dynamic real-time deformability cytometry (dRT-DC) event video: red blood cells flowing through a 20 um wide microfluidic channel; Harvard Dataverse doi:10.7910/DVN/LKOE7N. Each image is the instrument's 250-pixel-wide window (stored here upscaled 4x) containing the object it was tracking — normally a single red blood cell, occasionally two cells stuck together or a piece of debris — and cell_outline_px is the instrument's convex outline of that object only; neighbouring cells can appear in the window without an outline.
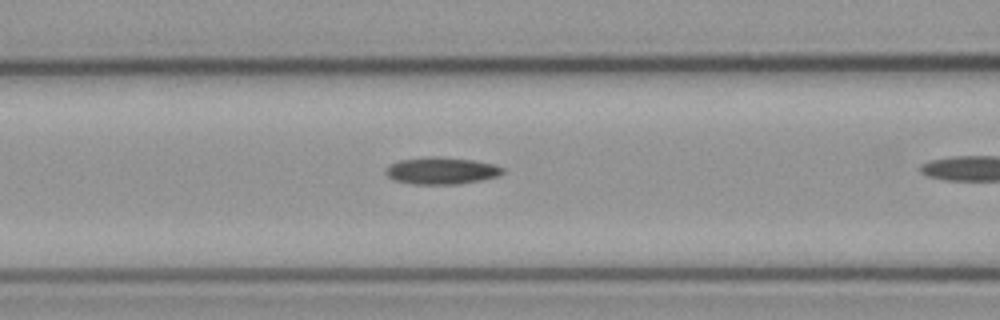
{"species": "common noctule bat (a hibernating species)", "species_latin": "Nyctalus noctula", "temperature_condition": "cold", "stored_images_in_passage": 11, "camera_frame_rate_fps": 3000, "um_per_image_px": 0.085, "animal": {"sex": "male", "body_mass_g": 23.1, "forearm_length_mm": 52.7}, "frame": {"image": 1, "passage_image": 7, "time_ms": 2.0, "image_size_px": [1000, 320], "cell_outline_px": [[504, 172], [496, 176], [480, 180], [456, 184], [412, 184], [392, 180], [384, 172], [392, 164], [400, 160], [472, 160], [492, 164], [504, 168]], "centroid_in_image_um": [37.53, 14.58], "position_along_channel_um": 129.1, "area_um2": 17.05}}
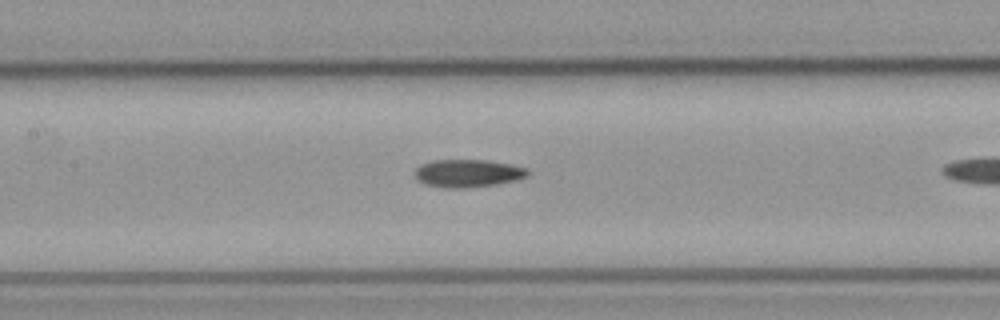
{"frame": {"image": 2, "passage_image": 10, "time_ms": 3.0, "image_size_px": [1000, 320], "cell_outline_px": [[528, 176], [516, 180], [496, 184], [456, 188], [448, 188], [428, 184], [420, 180], [416, 176], [416, 168], [420, 164], [432, 160], [484, 160], [508, 164], [528, 168]], "centroid_in_image_um": [39.79, 14.71], "position_along_channel_um": 167.6, "area_um2": 17.86}}